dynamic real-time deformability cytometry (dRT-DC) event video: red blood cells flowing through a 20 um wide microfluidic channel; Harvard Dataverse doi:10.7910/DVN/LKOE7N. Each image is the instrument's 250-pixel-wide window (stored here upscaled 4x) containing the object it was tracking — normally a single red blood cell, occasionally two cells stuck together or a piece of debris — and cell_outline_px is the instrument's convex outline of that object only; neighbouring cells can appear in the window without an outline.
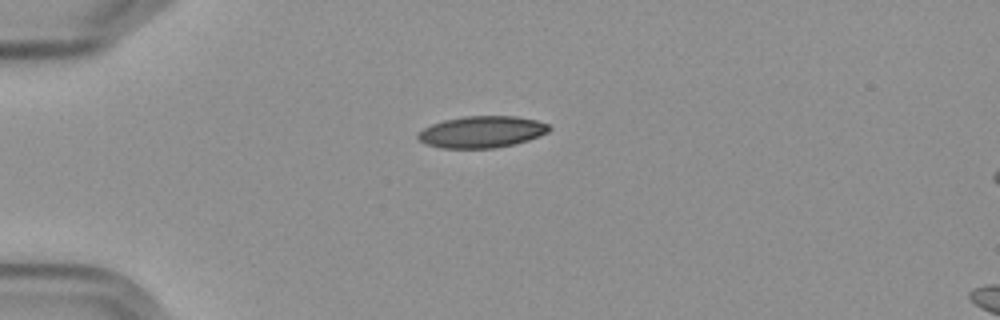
{"species": "Egyptian fruit bat (a non-hibernating species)", "species_latin": "Rousettus aegyptiacus", "temperature_condition": "cold", "stored_images_in_passage": 3, "camera_frame_rate_fps": 3000, "um_per_image_px": 0.085, "frame": {"image": 1, "passage_image": 1, "time_ms": 0.0, "image_size_px": [1000, 320], "cell_outline_px": [[552, 128], [548, 132], [528, 140], [496, 148], [440, 148], [424, 144], [416, 140], [416, 136], [424, 128], [432, 124], [444, 120], [464, 116], [516, 116], [536, 120], [548, 124]], "centroid_in_image_um": [40.92, 11.21], "position_along_channel_um": 44.1, "area_um2": 24.28}}